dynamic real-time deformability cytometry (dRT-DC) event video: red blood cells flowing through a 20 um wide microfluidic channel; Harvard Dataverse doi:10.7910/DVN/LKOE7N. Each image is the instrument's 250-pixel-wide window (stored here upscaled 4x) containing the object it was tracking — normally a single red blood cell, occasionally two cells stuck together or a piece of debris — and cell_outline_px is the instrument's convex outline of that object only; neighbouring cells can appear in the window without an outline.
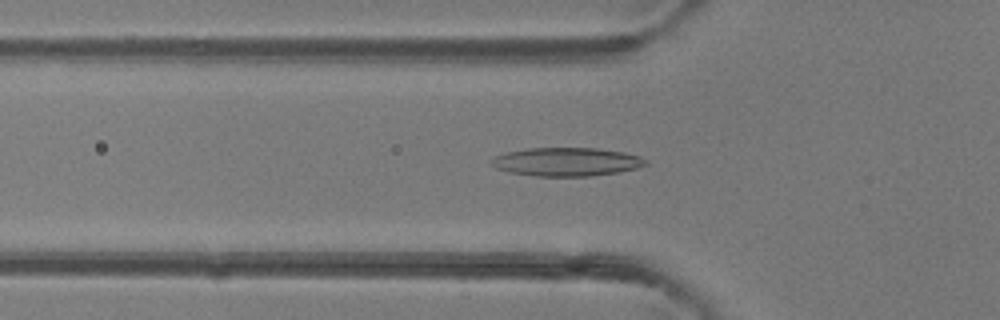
{"species": "common noctule bat (a hibernating species)", "species_latin": "Nyctalus noctula", "temperature_condition": "room temperature", "stored_images_in_passage": 38, "camera_frame_rate_fps": 3000, "um_per_image_px": 0.085, "animal": {"sex": "female"}, "frame": {"image": 1, "passage_image": 7, "time_ms": 2.0, "image_size_px": [1000, 320], "cell_outline_px": [[648, 164], [636, 168], [620, 172], [588, 176], [536, 176], [508, 172], [496, 168], [492, 164], [492, 160], [496, 156], [504, 152], [528, 148], [596, 148], [624, 152], [640, 156], [648, 160]], "centroid_in_image_um": [48.18, 13.75], "position_along_channel_um": 77.6, "area_um2": 25.66}}
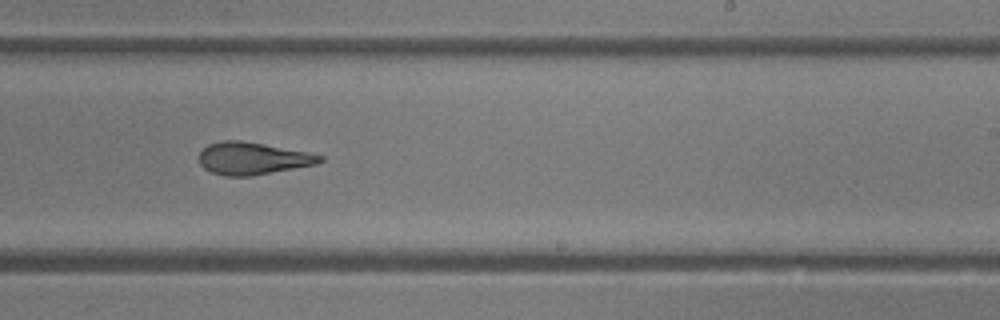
{"frame": {"image": 2, "passage_image": 20, "time_ms": 6.333, "image_size_px": [1000, 320], "cell_outline_px": [[324, 160], [316, 164], [248, 176], [224, 176], [212, 172], [204, 168], [200, 164], [200, 152], [208, 144], [220, 140], [240, 140], [308, 152], [324, 156]], "centroid_in_image_um": [21.45, 13.45], "position_along_channel_um": 267.5, "area_um2": 22.48}}
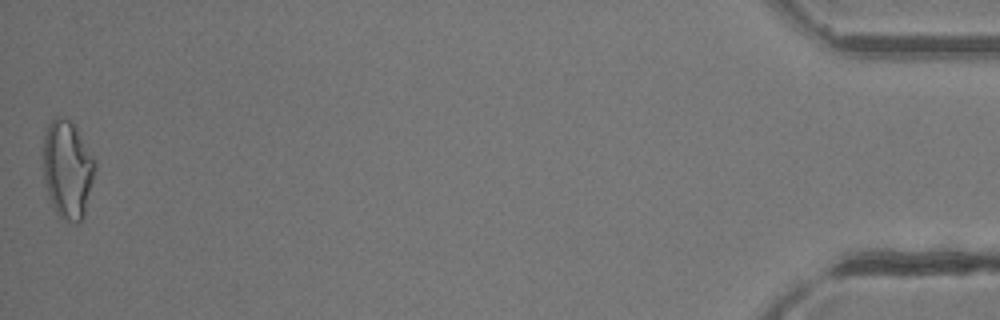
{"frame": {"image": 3, "passage_image": 38, "time_ms": 12.333, "image_size_px": [1000, 320], "cell_outline_px": [[96, 168], [84, 216], [76, 224], [60, 216], [56, 212], [52, 204], [44, 184], [44, 136], [48, 124], [56, 116], [64, 116], [72, 124], [92, 156], [96, 164]], "centroid_in_image_um": [5.73, 14.41], "position_along_channel_um": 429.5, "area_um2": 29.02}, "authors_computed_cell_mechanics": {"area_um2": 24.0448, "velocity_mm_per_s": 4.371, "shape_relaxation_time_tau1_ms": null, "shape_relaxation_time_tau2_ms": 2.6865, "deformation_change_tau1": null, "deformation_change_tau2": 0.1332}}